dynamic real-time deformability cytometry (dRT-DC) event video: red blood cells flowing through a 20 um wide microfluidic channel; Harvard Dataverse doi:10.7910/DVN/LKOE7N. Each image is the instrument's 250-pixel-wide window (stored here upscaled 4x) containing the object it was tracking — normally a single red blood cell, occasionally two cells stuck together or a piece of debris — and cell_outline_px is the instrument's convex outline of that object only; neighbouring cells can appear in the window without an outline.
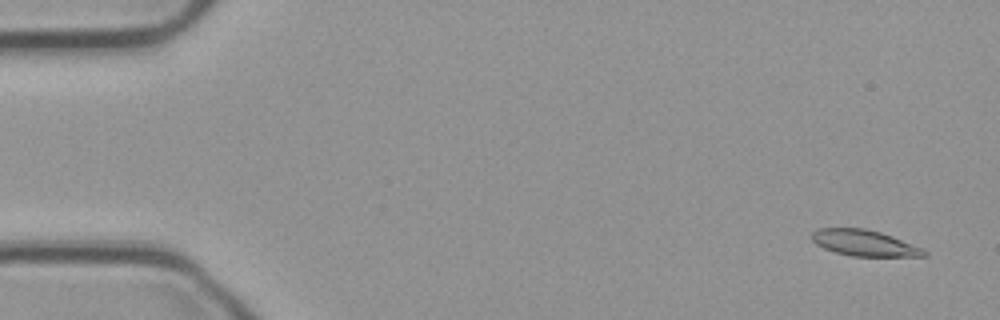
{"species": "common noctule bat (a hibernating species)", "species_latin": "Nyctalus noctula", "temperature_condition": "cold", "stored_images_in_passage": 56, "camera_frame_rate_fps": 3000, "um_per_image_px": 0.085, "animal": {"sex": "male", "body_mass_g": 23.1, "forearm_length_mm": 52.7}, "frame": {"image": 1, "passage_image": 3, "time_ms": 0.667, "image_size_px": [1000, 320], "cell_outline_px": [[928, 256], [852, 256], [836, 252], [824, 248], [816, 244], [812, 240], [812, 232], [816, 228], [864, 228], [880, 232], [892, 236], [924, 248], [928, 252]], "centroid_in_image_um": [73.49, 20.65], "position_along_channel_um": 11.5, "area_um2": 17.05}}
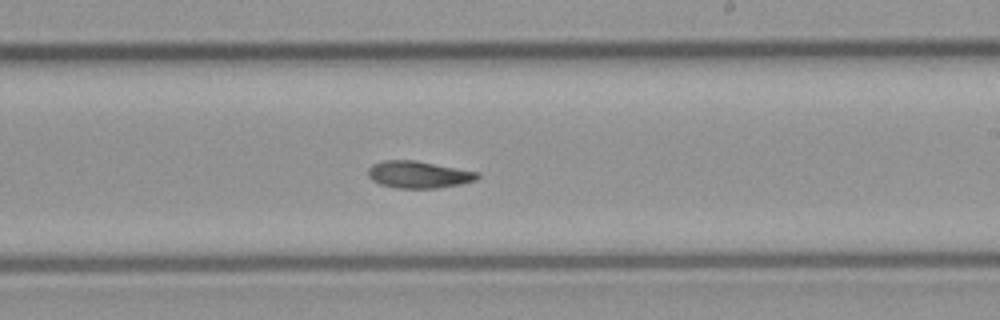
{"frame": {"image": 2, "passage_image": 33, "time_ms": 10.667, "image_size_px": [1000, 320], "cell_outline_px": [[480, 176], [476, 180], [460, 184], [436, 188], [396, 188], [380, 184], [372, 180], [368, 176], [368, 168], [372, 164], [384, 160], [416, 160], [480, 172]], "centroid_in_image_um": [35.58, 14.83], "position_along_channel_um": 253.4, "area_um2": 17.34}}
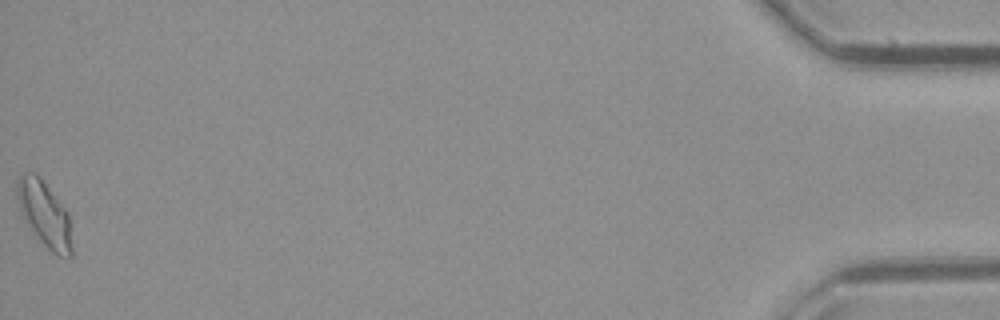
{"frame": {"image": 3, "passage_image": 56, "time_ms": 18.333, "image_size_px": [1000, 320], "cell_outline_px": [[72, 256], [68, 260], [56, 256], [28, 228], [24, 220], [16, 196], [16, 180], [24, 172], [36, 172], [40, 176], [68, 212], [72, 248]], "centroid_in_image_um": [3.78, 18.2], "position_along_channel_um": 431.4, "area_um2": 21.27}}